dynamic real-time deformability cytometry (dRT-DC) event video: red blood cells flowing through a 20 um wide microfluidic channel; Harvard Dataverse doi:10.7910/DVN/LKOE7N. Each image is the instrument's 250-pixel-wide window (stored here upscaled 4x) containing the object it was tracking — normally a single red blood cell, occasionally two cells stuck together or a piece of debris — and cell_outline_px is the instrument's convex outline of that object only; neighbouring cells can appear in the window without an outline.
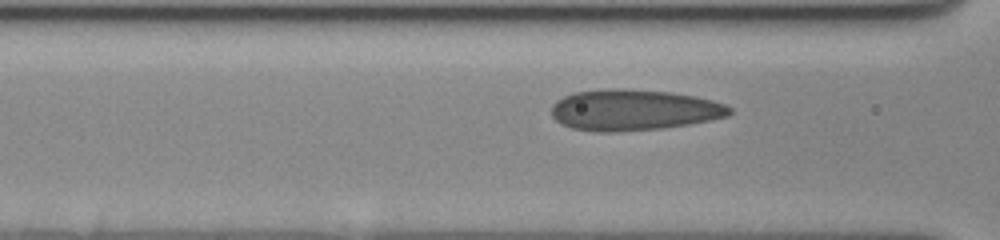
{"species": "human", "species_latin": "Homo sapiens", "temperature_condition": "cold", "stored_images_in_passage": 8, "camera_frame_rate_fps": 3000, "um_per_image_px": 0.085, "donor": {"sex": "female"}, "frame": {"image": 1, "passage_image": 5, "time_ms": 1.333, "image_size_px": [1000, 240], "cell_outline_px": [[732, 112], [728, 116], [688, 124], [664, 128], [616, 132], [596, 132], [572, 128], [560, 124], [552, 116], [552, 104], [556, 100], [572, 92], [612, 88], [616, 88], [672, 92], [696, 96], [712, 100], [724, 104], [732, 108]], "centroid_in_image_um": [53.84, 9.35], "position_along_channel_um": 112.8, "area_um2": 42.77}}